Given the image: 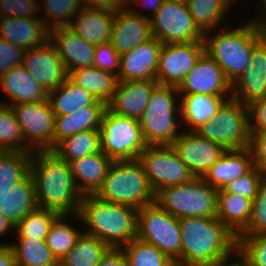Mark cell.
Wrapping results in <instances>:
<instances>
[{"label":"cell","instance_id":"11a10c76","mask_svg":"<svg viewBox=\"0 0 266 266\" xmlns=\"http://www.w3.org/2000/svg\"><path fill=\"white\" fill-rule=\"evenodd\" d=\"M0 266H16L14 253L9 244L0 243Z\"/></svg>","mask_w":266,"mask_h":266},{"label":"cell","instance_id":"bcb514c9","mask_svg":"<svg viewBox=\"0 0 266 266\" xmlns=\"http://www.w3.org/2000/svg\"><path fill=\"white\" fill-rule=\"evenodd\" d=\"M266 234V177L260 183L253 200L252 214L247 228L239 236Z\"/></svg>","mask_w":266,"mask_h":266},{"label":"cell","instance_id":"7bdbcfd3","mask_svg":"<svg viewBox=\"0 0 266 266\" xmlns=\"http://www.w3.org/2000/svg\"><path fill=\"white\" fill-rule=\"evenodd\" d=\"M43 2L39 3V6L41 5L39 8L41 10L42 6L45 8L47 20L45 19L43 22L49 30L68 26L82 8L80 0H44Z\"/></svg>","mask_w":266,"mask_h":266},{"label":"cell","instance_id":"6f0895ef","mask_svg":"<svg viewBox=\"0 0 266 266\" xmlns=\"http://www.w3.org/2000/svg\"><path fill=\"white\" fill-rule=\"evenodd\" d=\"M236 258H240L239 261L238 259H236L235 261H232L231 260L232 258H228L224 261H221L216 266H250L249 263L239 253H237Z\"/></svg>","mask_w":266,"mask_h":266},{"label":"cell","instance_id":"8d00e7d4","mask_svg":"<svg viewBox=\"0 0 266 266\" xmlns=\"http://www.w3.org/2000/svg\"><path fill=\"white\" fill-rule=\"evenodd\" d=\"M17 242L9 244L14 253L16 266H59V261L52 254L46 241L18 238Z\"/></svg>","mask_w":266,"mask_h":266},{"label":"cell","instance_id":"3957f363","mask_svg":"<svg viewBox=\"0 0 266 266\" xmlns=\"http://www.w3.org/2000/svg\"><path fill=\"white\" fill-rule=\"evenodd\" d=\"M78 220L88 228L83 232L103 241L109 248H122L137 237L138 209L83 195Z\"/></svg>","mask_w":266,"mask_h":266},{"label":"cell","instance_id":"6da1fadb","mask_svg":"<svg viewBox=\"0 0 266 266\" xmlns=\"http://www.w3.org/2000/svg\"><path fill=\"white\" fill-rule=\"evenodd\" d=\"M181 266H216L238 253V236L216 217L179 218Z\"/></svg>","mask_w":266,"mask_h":266},{"label":"cell","instance_id":"4fadbf2b","mask_svg":"<svg viewBox=\"0 0 266 266\" xmlns=\"http://www.w3.org/2000/svg\"><path fill=\"white\" fill-rule=\"evenodd\" d=\"M11 106L25 142L33 151L54 149L55 115L47 101Z\"/></svg>","mask_w":266,"mask_h":266},{"label":"cell","instance_id":"8fae6325","mask_svg":"<svg viewBox=\"0 0 266 266\" xmlns=\"http://www.w3.org/2000/svg\"><path fill=\"white\" fill-rule=\"evenodd\" d=\"M138 160L155 194L163 188L190 182L195 177L172 145H148Z\"/></svg>","mask_w":266,"mask_h":266},{"label":"cell","instance_id":"ab89813d","mask_svg":"<svg viewBox=\"0 0 266 266\" xmlns=\"http://www.w3.org/2000/svg\"><path fill=\"white\" fill-rule=\"evenodd\" d=\"M127 266H176L168 256L155 245L137 237L122 247Z\"/></svg>","mask_w":266,"mask_h":266},{"label":"cell","instance_id":"5bb4252c","mask_svg":"<svg viewBox=\"0 0 266 266\" xmlns=\"http://www.w3.org/2000/svg\"><path fill=\"white\" fill-rule=\"evenodd\" d=\"M204 52V41L163 44L155 80L159 85L178 87Z\"/></svg>","mask_w":266,"mask_h":266},{"label":"cell","instance_id":"60d3db41","mask_svg":"<svg viewBox=\"0 0 266 266\" xmlns=\"http://www.w3.org/2000/svg\"><path fill=\"white\" fill-rule=\"evenodd\" d=\"M60 214L51 209L36 208L28 213L16 225L18 238H31L46 241L49 229Z\"/></svg>","mask_w":266,"mask_h":266},{"label":"cell","instance_id":"cb8c5ba5","mask_svg":"<svg viewBox=\"0 0 266 266\" xmlns=\"http://www.w3.org/2000/svg\"><path fill=\"white\" fill-rule=\"evenodd\" d=\"M2 89L11 99V103L0 102L5 105L45 102L48 92L39 84L29 71L23 66H16L0 77Z\"/></svg>","mask_w":266,"mask_h":266},{"label":"cell","instance_id":"681fc988","mask_svg":"<svg viewBox=\"0 0 266 266\" xmlns=\"http://www.w3.org/2000/svg\"><path fill=\"white\" fill-rule=\"evenodd\" d=\"M24 50L0 38V77L10 69L23 65Z\"/></svg>","mask_w":266,"mask_h":266},{"label":"cell","instance_id":"836d02e7","mask_svg":"<svg viewBox=\"0 0 266 266\" xmlns=\"http://www.w3.org/2000/svg\"><path fill=\"white\" fill-rule=\"evenodd\" d=\"M186 4L195 24L206 33L218 30L219 24L222 26L226 12L235 3L233 0H188Z\"/></svg>","mask_w":266,"mask_h":266},{"label":"cell","instance_id":"9c48e42d","mask_svg":"<svg viewBox=\"0 0 266 266\" xmlns=\"http://www.w3.org/2000/svg\"><path fill=\"white\" fill-rule=\"evenodd\" d=\"M137 238L155 245L176 266H181V227L174 217L156 202L138 209Z\"/></svg>","mask_w":266,"mask_h":266},{"label":"cell","instance_id":"f546056e","mask_svg":"<svg viewBox=\"0 0 266 266\" xmlns=\"http://www.w3.org/2000/svg\"><path fill=\"white\" fill-rule=\"evenodd\" d=\"M180 103V123L188 125V131H195L216 114L222 104L232 97L214 94L178 95ZM182 118V119H181ZM185 122V123H184Z\"/></svg>","mask_w":266,"mask_h":266},{"label":"cell","instance_id":"8992f818","mask_svg":"<svg viewBox=\"0 0 266 266\" xmlns=\"http://www.w3.org/2000/svg\"><path fill=\"white\" fill-rule=\"evenodd\" d=\"M175 94L179 95L177 87L159 84L151 93L149 103L138 120L147 145H172L181 133L178 130L181 123L177 121L180 106Z\"/></svg>","mask_w":266,"mask_h":266},{"label":"cell","instance_id":"277c9868","mask_svg":"<svg viewBox=\"0 0 266 266\" xmlns=\"http://www.w3.org/2000/svg\"><path fill=\"white\" fill-rule=\"evenodd\" d=\"M225 26L223 31L212 30L204 33L205 52L216 61L226 78L233 83L249 66L253 47L266 32L260 30L252 21L236 29L230 28L229 22H226ZM211 32L213 36H210Z\"/></svg>","mask_w":266,"mask_h":266},{"label":"cell","instance_id":"7402d4cb","mask_svg":"<svg viewBox=\"0 0 266 266\" xmlns=\"http://www.w3.org/2000/svg\"><path fill=\"white\" fill-rule=\"evenodd\" d=\"M49 41L54 45L67 73L78 68L93 67L96 46L84 41L68 26L49 30Z\"/></svg>","mask_w":266,"mask_h":266},{"label":"cell","instance_id":"603a6c76","mask_svg":"<svg viewBox=\"0 0 266 266\" xmlns=\"http://www.w3.org/2000/svg\"><path fill=\"white\" fill-rule=\"evenodd\" d=\"M43 18H0V38L22 48L24 51L42 46L49 40V29Z\"/></svg>","mask_w":266,"mask_h":266},{"label":"cell","instance_id":"5b68a950","mask_svg":"<svg viewBox=\"0 0 266 266\" xmlns=\"http://www.w3.org/2000/svg\"><path fill=\"white\" fill-rule=\"evenodd\" d=\"M94 196L105 202L137 209L155 202V193L138 159L113 160Z\"/></svg>","mask_w":266,"mask_h":266},{"label":"cell","instance_id":"680465c9","mask_svg":"<svg viewBox=\"0 0 266 266\" xmlns=\"http://www.w3.org/2000/svg\"><path fill=\"white\" fill-rule=\"evenodd\" d=\"M261 6L263 8H265L266 10V0H261ZM260 14H262L260 17H262L261 19L258 18L259 16H257V18L252 19L251 21L262 31L266 32V15H264V13H266V11L263 12H259ZM256 19V20H255Z\"/></svg>","mask_w":266,"mask_h":266},{"label":"cell","instance_id":"44dd1931","mask_svg":"<svg viewBox=\"0 0 266 266\" xmlns=\"http://www.w3.org/2000/svg\"><path fill=\"white\" fill-rule=\"evenodd\" d=\"M162 43L155 37L120 55L118 81L155 79Z\"/></svg>","mask_w":266,"mask_h":266},{"label":"cell","instance_id":"f35d334b","mask_svg":"<svg viewBox=\"0 0 266 266\" xmlns=\"http://www.w3.org/2000/svg\"><path fill=\"white\" fill-rule=\"evenodd\" d=\"M32 153L0 151V192L22 181L30 173Z\"/></svg>","mask_w":266,"mask_h":266},{"label":"cell","instance_id":"e0dca14e","mask_svg":"<svg viewBox=\"0 0 266 266\" xmlns=\"http://www.w3.org/2000/svg\"><path fill=\"white\" fill-rule=\"evenodd\" d=\"M23 66L47 92L61 86L68 76L63 61L49 40L42 46L25 50Z\"/></svg>","mask_w":266,"mask_h":266},{"label":"cell","instance_id":"b9f144b4","mask_svg":"<svg viewBox=\"0 0 266 266\" xmlns=\"http://www.w3.org/2000/svg\"><path fill=\"white\" fill-rule=\"evenodd\" d=\"M68 215H60L49 229L46 244L55 258L60 261L75 246L76 241L83 233L65 221Z\"/></svg>","mask_w":266,"mask_h":266},{"label":"cell","instance_id":"d6986e66","mask_svg":"<svg viewBox=\"0 0 266 266\" xmlns=\"http://www.w3.org/2000/svg\"><path fill=\"white\" fill-rule=\"evenodd\" d=\"M266 97V35L253 47L251 61L232 83V98L244 105Z\"/></svg>","mask_w":266,"mask_h":266},{"label":"cell","instance_id":"6125c7cd","mask_svg":"<svg viewBox=\"0 0 266 266\" xmlns=\"http://www.w3.org/2000/svg\"><path fill=\"white\" fill-rule=\"evenodd\" d=\"M167 1H174L186 4L188 0H167Z\"/></svg>","mask_w":266,"mask_h":266},{"label":"cell","instance_id":"91938a15","mask_svg":"<svg viewBox=\"0 0 266 266\" xmlns=\"http://www.w3.org/2000/svg\"><path fill=\"white\" fill-rule=\"evenodd\" d=\"M15 226L4 216L0 214V236L7 234V232L14 230Z\"/></svg>","mask_w":266,"mask_h":266},{"label":"cell","instance_id":"d4e9b609","mask_svg":"<svg viewBox=\"0 0 266 266\" xmlns=\"http://www.w3.org/2000/svg\"><path fill=\"white\" fill-rule=\"evenodd\" d=\"M253 167V153L250 147L226 150L202 178L208 185L220 190L237 177L248 173Z\"/></svg>","mask_w":266,"mask_h":266},{"label":"cell","instance_id":"ba28073f","mask_svg":"<svg viewBox=\"0 0 266 266\" xmlns=\"http://www.w3.org/2000/svg\"><path fill=\"white\" fill-rule=\"evenodd\" d=\"M195 131L225 150L248 148L251 143L248 107L233 98L228 99L211 120Z\"/></svg>","mask_w":266,"mask_h":266},{"label":"cell","instance_id":"f6af8a7d","mask_svg":"<svg viewBox=\"0 0 266 266\" xmlns=\"http://www.w3.org/2000/svg\"><path fill=\"white\" fill-rule=\"evenodd\" d=\"M265 177L266 172L259 170L256 166H254L248 173L237 177L225 185L222 189L226 193L244 196L253 201L256 197L259 185Z\"/></svg>","mask_w":266,"mask_h":266},{"label":"cell","instance_id":"f907efd6","mask_svg":"<svg viewBox=\"0 0 266 266\" xmlns=\"http://www.w3.org/2000/svg\"><path fill=\"white\" fill-rule=\"evenodd\" d=\"M248 107L250 132L266 131V97L257 99Z\"/></svg>","mask_w":266,"mask_h":266},{"label":"cell","instance_id":"94428289","mask_svg":"<svg viewBox=\"0 0 266 266\" xmlns=\"http://www.w3.org/2000/svg\"><path fill=\"white\" fill-rule=\"evenodd\" d=\"M119 8H128L130 5L133 7L132 4L133 0H112Z\"/></svg>","mask_w":266,"mask_h":266},{"label":"cell","instance_id":"2e32d148","mask_svg":"<svg viewBox=\"0 0 266 266\" xmlns=\"http://www.w3.org/2000/svg\"><path fill=\"white\" fill-rule=\"evenodd\" d=\"M172 146L195 177H203L226 151L196 131H182Z\"/></svg>","mask_w":266,"mask_h":266},{"label":"cell","instance_id":"d6a6232c","mask_svg":"<svg viewBox=\"0 0 266 266\" xmlns=\"http://www.w3.org/2000/svg\"><path fill=\"white\" fill-rule=\"evenodd\" d=\"M97 99L68 78L57 89L48 92V102L55 116L69 115L92 105Z\"/></svg>","mask_w":266,"mask_h":266},{"label":"cell","instance_id":"7dc6e473","mask_svg":"<svg viewBox=\"0 0 266 266\" xmlns=\"http://www.w3.org/2000/svg\"><path fill=\"white\" fill-rule=\"evenodd\" d=\"M93 67L118 76L120 70V54L110 42L96 46Z\"/></svg>","mask_w":266,"mask_h":266},{"label":"cell","instance_id":"ffe728a7","mask_svg":"<svg viewBox=\"0 0 266 266\" xmlns=\"http://www.w3.org/2000/svg\"><path fill=\"white\" fill-rule=\"evenodd\" d=\"M157 85L155 79L118 82L116 91L106 104V108L117 115L139 120Z\"/></svg>","mask_w":266,"mask_h":266},{"label":"cell","instance_id":"9a60e30c","mask_svg":"<svg viewBox=\"0 0 266 266\" xmlns=\"http://www.w3.org/2000/svg\"><path fill=\"white\" fill-rule=\"evenodd\" d=\"M177 89L179 95L214 94L232 97V83L226 78L216 61L206 52L201 55Z\"/></svg>","mask_w":266,"mask_h":266},{"label":"cell","instance_id":"db71d44e","mask_svg":"<svg viewBox=\"0 0 266 266\" xmlns=\"http://www.w3.org/2000/svg\"><path fill=\"white\" fill-rule=\"evenodd\" d=\"M82 8L116 11L119 7L112 0H80Z\"/></svg>","mask_w":266,"mask_h":266},{"label":"cell","instance_id":"f1b7e54d","mask_svg":"<svg viewBox=\"0 0 266 266\" xmlns=\"http://www.w3.org/2000/svg\"><path fill=\"white\" fill-rule=\"evenodd\" d=\"M106 104L96 100L69 115L55 116L54 147L64 138L86 130H99Z\"/></svg>","mask_w":266,"mask_h":266},{"label":"cell","instance_id":"d590c367","mask_svg":"<svg viewBox=\"0 0 266 266\" xmlns=\"http://www.w3.org/2000/svg\"><path fill=\"white\" fill-rule=\"evenodd\" d=\"M108 249L103 241L83 232L59 266H97Z\"/></svg>","mask_w":266,"mask_h":266},{"label":"cell","instance_id":"9f6ffc18","mask_svg":"<svg viewBox=\"0 0 266 266\" xmlns=\"http://www.w3.org/2000/svg\"><path fill=\"white\" fill-rule=\"evenodd\" d=\"M134 1L137 2V4L139 2V5H141V6L148 7L149 9H152V12H153L152 14L154 15L165 0H133V2ZM140 1H141V3H140Z\"/></svg>","mask_w":266,"mask_h":266},{"label":"cell","instance_id":"c3c4849f","mask_svg":"<svg viewBox=\"0 0 266 266\" xmlns=\"http://www.w3.org/2000/svg\"><path fill=\"white\" fill-rule=\"evenodd\" d=\"M37 0H0V17L32 18L39 12ZM35 15V16H34Z\"/></svg>","mask_w":266,"mask_h":266},{"label":"cell","instance_id":"484cf974","mask_svg":"<svg viewBox=\"0 0 266 266\" xmlns=\"http://www.w3.org/2000/svg\"><path fill=\"white\" fill-rule=\"evenodd\" d=\"M114 16L115 11L81 8L68 27L84 41L98 46L110 42Z\"/></svg>","mask_w":266,"mask_h":266},{"label":"cell","instance_id":"74e56055","mask_svg":"<svg viewBox=\"0 0 266 266\" xmlns=\"http://www.w3.org/2000/svg\"><path fill=\"white\" fill-rule=\"evenodd\" d=\"M0 151L33 153L9 105L0 103Z\"/></svg>","mask_w":266,"mask_h":266},{"label":"cell","instance_id":"4dcf8cb0","mask_svg":"<svg viewBox=\"0 0 266 266\" xmlns=\"http://www.w3.org/2000/svg\"><path fill=\"white\" fill-rule=\"evenodd\" d=\"M253 201L244 196L226 193L223 189L217 192V215L236 236L248 226L252 214Z\"/></svg>","mask_w":266,"mask_h":266},{"label":"cell","instance_id":"1f68e13d","mask_svg":"<svg viewBox=\"0 0 266 266\" xmlns=\"http://www.w3.org/2000/svg\"><path fill=\"white\" fill-rule=\"evenodd\" d=\"M67 78L105 104L112 98L119 82L117 75L97 67L71 70Z\"/></svg>","mask_w":266,"mask_h":266},{"label":"cell","instance_id":"7c38bea8","mask_svg":"<svg viewBox=\"0 0 266 266\" xmlns=\"http://www.w3.org/2000/svg\"><path fill=\"white\" fill-rule=\"evenodd\" d=\"M150 18L152 35L162 44L204 41L187 4L165 0Z\"/></svg>","mask_w":266,"mask_h":266},{"label":"cell","instance_id":"30bf717a","mask_svg":"<svg viewBox=\"0 0 266 266\" xmlns=\"http://www.w3.org/2000/svg\"><path fill=\"white\" fill-rule=\"evenodd\" d=\"M101 151L112 160H135L148 146L139 121L105 109L99 128Z\"/></svg>","mask_w":266,"mask_h":266},{"label":"cell","instance_id":"4316f807","mask_svg":"<svg viewBox=\"0 0 266 266\" xmlns=\"http://www.w3.org/2000/svg\"><path fill=\"white\" fill-rule=\"evenodd\" d=\"M36 208L35 184L30 173L11 189L0 192V214L14 226Z\"/></svg>","mask_w":266,"mask_h":266},{"label":"cell","instance_id":"52a82bcc","mask_svg":"<svg viewBox=\"0 0 266 266\" xmlns=\"http://www.w3.org/2000/svg\"><path fill=\"white\" fill-rule=\"evenodd\" d=\"M218 190L202 177L190 182L163 188L155 194V202L176 218L216 217Z\"/></svg>","mask_w":266,"mask_h":266},{"label":"cell","instance_id":"7a4b0ae2","mask_svg":"<svg viewBox=\"0 0 266 266\" xmlns=\"http://www.w3.org/2000/svg\"><path fill=\"white\" fill-rule=\"evenodd\" d=\"M39 208L60 215H78L83 195L76 187L68 162L52 150L34 151L30 162Z\"/></svg>","mask_w":266,"mask_h":266},{"label":"cell","instance_id":"e575fe53","mask_svg":"<svg viewBox=\"0 0 266 266\" xmlns=\"http://www.w3.org/2000/svg\"><path fill=\"white\" fill-rule=\"evenodd\" d=\"M66 162L101 151L99 130H86L61 140L52 150Z\"/></svg>","mask_w":266,"mask_h":266},{"label":"cell","instance_id":"816d5d0a","mask_svg":"<svg viewBox=\"0 0 266 266\" xmlns=\"http://www.w3.org/2000/svg\"><path fill=\"white\" fill-rule=\"evenodd\" d=\"M250 133V149L253 153L254 166L266 172V131Z\"/></svg>","mask_w":266,"mask_h":266},{"label":"cell","instance_id":"f5cc1de1","mask_svg":"<svg viewBox=\"0 0 266 266\" xmlns=\"http://www.w3.org/2000/svg\"><path fill=\"white\" fill-rule=\"evenodd\" d=\"M97 266H127L122 248H109Z\"/></svg>","mask_w":266,"mask_h":266},{"label":"cell","instance_id":"83f0119b","mask_svg":"<svg viewBox=\"0 0 266 266\" xmlns=\"http://www.w3.org/2000/svg\"><path fill=\"white\" fill-rule=\"evenodd\" d=\"M112 162L102 151L69 162L76 187L82 195L97 192Z\"/></svg>","mask_w":266,"mask_h":266},{"label":"cell","instance_id":"ac0fdd59","mask_svg":"<svg viewBox=\"0 0 266 266\" xmlns=\"http://www.w3.org/2000/svg\"><path fill=\"white\" fill-rule=\"evenodd\" d=\"M147 16L131 7L115 11L110 43L120 55L153 38Z\"/></svg>","mask_w":266,"mask_h":266},{"label":"cell","instance_id":"ee69618b","mask_svg":"<svg viewBox=\"0 0 266 266\" xmlns=\"http://www.w3.org/2000/svg\"><path fill=\"white\" fill-rule=\"evenodd\" d=\"M238 253L250 266H266V234L238 236Z\"/></svg>","mask_w":266,"mask_h":266}]
</instances>
